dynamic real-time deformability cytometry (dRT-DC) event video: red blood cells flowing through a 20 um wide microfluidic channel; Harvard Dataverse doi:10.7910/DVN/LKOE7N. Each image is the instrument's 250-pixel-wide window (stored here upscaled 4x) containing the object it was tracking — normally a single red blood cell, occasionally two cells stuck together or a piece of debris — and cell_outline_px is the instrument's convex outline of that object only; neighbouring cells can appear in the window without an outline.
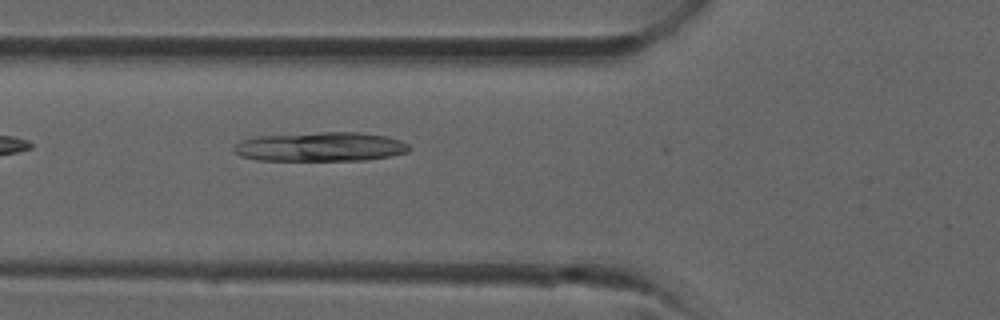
{"species": "common noctule bat (a hibernating species)", "species_latin": "Nyctalus noctula", "temperature_condition": "room temperature", "stored_images_in_passage": 4, "camera_frame_rate_fps": 3000, "um_per_image_px": 0.085, "animal": {"sex": "male", "forearm_length_mm": 52.5}, "frame": {"image": 1, "passage_image": 3, "time_ms": 0.667, "image_size_px": [1000, 320], "cell_outline_px": [[412, 148], [408, 152], [392, 156], [364, 160], [256, 160], [240, 156], [232, 148], [236, 144], [244, 140], [256, 136], [320, 132], [360, 132], [388, 136], [400, 140], [408, 144]], "centroid_in_image_um": [27.29, 12.47], "position_along_channel_um": 98.5, "area_um2": 30.0}}